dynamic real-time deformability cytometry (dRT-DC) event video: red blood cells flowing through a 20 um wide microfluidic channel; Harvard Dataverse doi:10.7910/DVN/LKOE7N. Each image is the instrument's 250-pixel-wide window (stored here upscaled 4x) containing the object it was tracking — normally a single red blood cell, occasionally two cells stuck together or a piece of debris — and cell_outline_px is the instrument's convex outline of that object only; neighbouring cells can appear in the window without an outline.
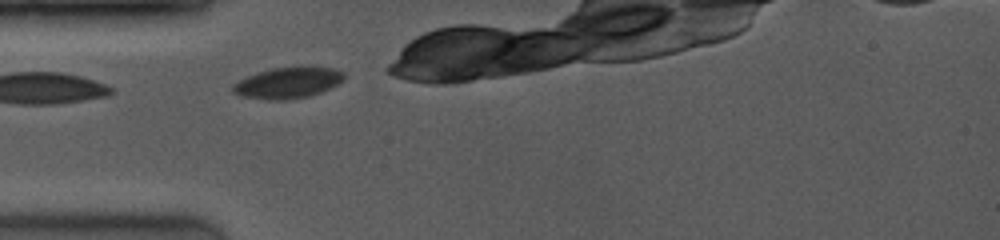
{"species": "common noctule bat (a hibernating species)", "species_latin": "Nyctalus noctula", "temperature_condition": "room temperature", "stored_images_in_passage": 9, "camera_frame_rate_fps": 4000, "um_per_image_px": 0.085, "animal": {"sex": "female", "body_mass_g": 19.0, "forearm_length_mm": 53.3}, "frame": {"image": 1, "passage_image": 1, "time_ms": 0.0, "image_size_px": [1000, 240], "cell_outline_px": [[344, 80], [320, 92], [308, 96], [288, 100], [268, 100], [240, 96], [232, 92], [232, 84], [248, 76], [260, 72], [276, 68], [332, 68], [344, 72]], "centroid_in_image_um": [24.42, 7.07], "position_along_channel_um": 60.6, "area_um2": 19.59}}